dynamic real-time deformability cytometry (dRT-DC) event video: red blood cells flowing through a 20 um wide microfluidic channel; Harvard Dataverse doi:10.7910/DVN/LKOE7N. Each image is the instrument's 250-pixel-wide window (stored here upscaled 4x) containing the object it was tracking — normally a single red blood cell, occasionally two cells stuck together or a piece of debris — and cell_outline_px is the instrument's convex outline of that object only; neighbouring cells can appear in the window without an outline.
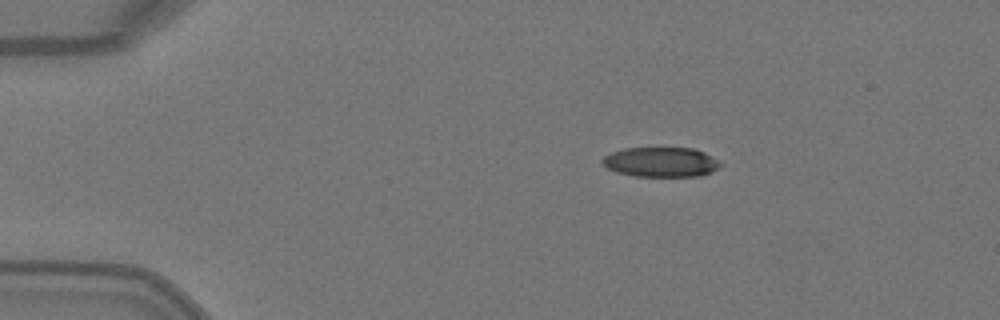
{"species": "Egyptian fruit bat (a non-hibernating species)", "species_latin": "Rousettus aegyptiacus", "temperature_condition": "warm", "stored_images_in_passage": 5, "camera_frame_rate_fps": 3000, "um_per_image_px": 0.085, "animal": {"sex": "female"}, "frame": {"image": 1, "passage_image": 2, "time_ms": 0.333, "image_size_px": [1000, 320], "cell_outline_px": [[724, 164], [720, 168], [712, 172], [700, 176], [632, 176], [616, 172], [608, 168], [600, 160], [604, 156], [612, 152], [624, 148], [692, 148], [704, 152], [712, 156]], "centroid_in_image_um": [56.21, 13.78], "position_along_channel_um": 28.8, "area_um2": 20.63}}
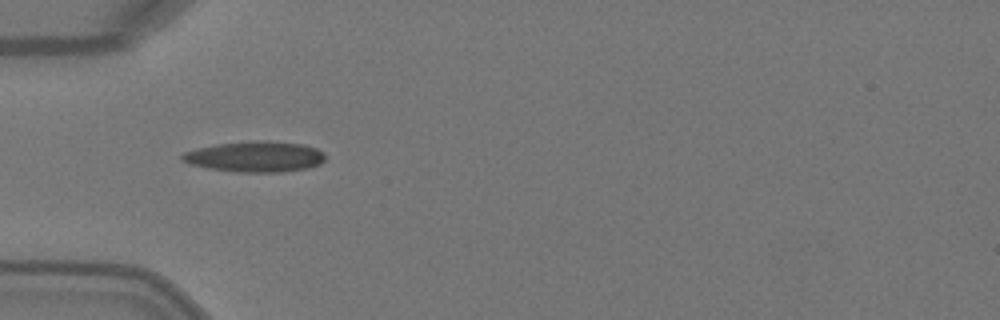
{"frame": {"image": 2, "passage_image": 4, "time_ms": 1.0, "image_size_px": [1000, 320], "cell_outline_px": [[324, 160], [320, 164], [308, 168], [280, 172], [236, 172], [208, 168], [192, 164], [180, 160], [180, 156], [184, 152], [216, 144], [252, 140], [264, 140], [304, 144], [316, 148], [324, 152]], "centroid_in_image_um": [21.71, 13.31], "position_along_channel_um": 63.3, "area_um2": 25.66}}
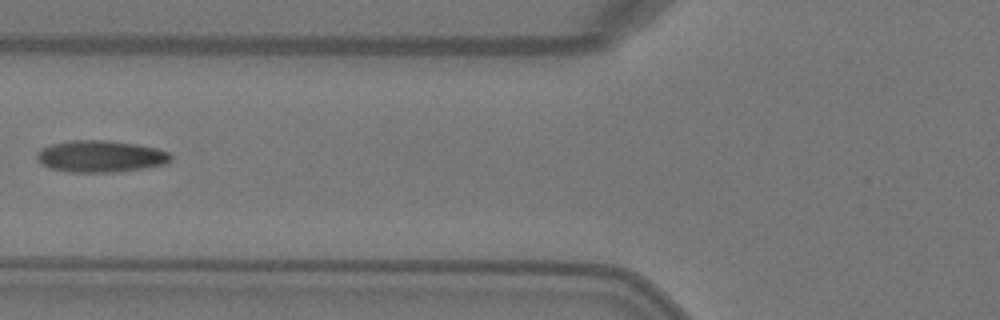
{"frame": {"image": 3, "passage_image": 5, "time_ms": 1.333, "image_size_px": [1000, 320], "cell_outline_px": [[172, 160], [168, 164], [120, 172], [68, 172], [48, 168], [40, 164], [36, 160], [36, 152], [40, 148], [52, 144], [72, 140], [108, 140], [136, 144], [156, 148], [168, 152], [172, 156]], "centroid_in_image_um": [8.53, 13.3], "position_along_channel_um": 117.3, "area_um2": 25.2}}